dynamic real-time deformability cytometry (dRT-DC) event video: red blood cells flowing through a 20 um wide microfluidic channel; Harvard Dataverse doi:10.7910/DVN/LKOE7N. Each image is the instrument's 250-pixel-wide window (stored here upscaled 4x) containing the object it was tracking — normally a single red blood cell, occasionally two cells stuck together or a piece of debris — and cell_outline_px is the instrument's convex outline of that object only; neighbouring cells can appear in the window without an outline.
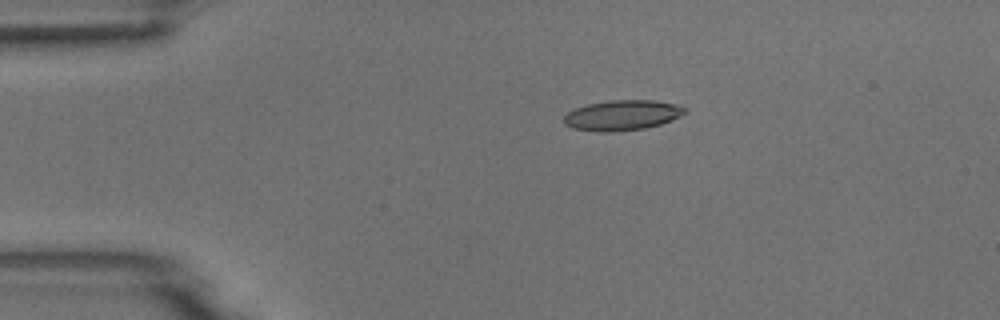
{"species": "common noctule bat (a hibernating species)", "species_latin": "Nyctalus noctula", "temperature_condition": "room temperature", "stored_images_in_passage": 2, "camera_frame_rate_fps": 3000, "um_per_image_px": 0.085, "animal": {"sex": "male", "body_mass_g": 18.8}, "frame": {"image": 1, "passage_image": 1, "time_ms": 0.0, "image_size_px": [1000, 320], "cell_outline_px": [[688, 112], [672, 120], [660, 124], [644, 128], [612, 132], [600, 132], [572, 128], [564, 124], [564, 116], [568, 112], [576, 108], [588, 104], [612, 100], [652, 100], [680, 104], [688, 108]], "centroid_in_image_um": [52.94, 9.79], "position_along_channel_um": 32.1, "area_um2": 21.44}}